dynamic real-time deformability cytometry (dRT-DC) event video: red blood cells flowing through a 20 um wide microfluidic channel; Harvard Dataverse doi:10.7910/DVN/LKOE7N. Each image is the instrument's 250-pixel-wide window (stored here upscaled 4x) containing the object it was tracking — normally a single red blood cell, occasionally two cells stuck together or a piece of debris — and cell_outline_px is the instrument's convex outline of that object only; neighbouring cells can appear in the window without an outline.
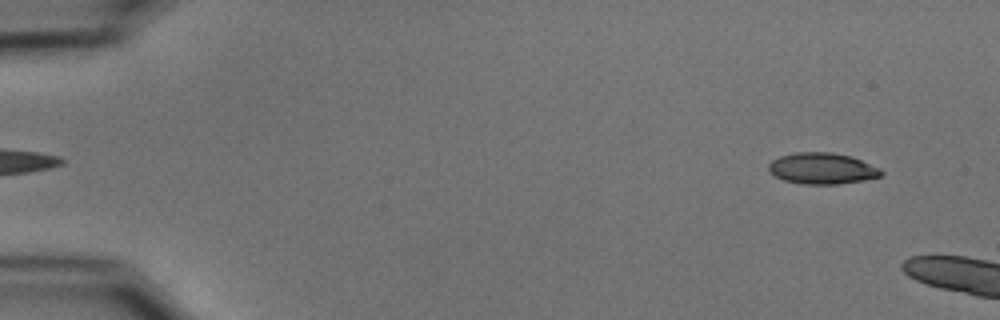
{"species": "common noctule bat (a hibernating species)", "species_latin": "Nyctalus noctula", "temperature_condition": "cold", "stored_images_in_passage": 9, "camera_frame_rate_fps": 3000, "um_per_image_px": 0.085, "animal": {"sex": "male", "body_mass_g": 15.6}, "frame": {"image": 1, "passage_image": 4, "time_ms": 1.0, "image_size_px": [1000, 320], "cell_outline_px": [[884, 172], [880, 176], [864, 180], [836, 184], [804, 184], [784, 180], [768, 172], [768, 164], [772, 160], [780, 156], [796, 152], [832, 152], [852, 156], [880, 168]], "centroid_in_image_um": [69.87, 14.31], "position_along_channel_um": 15.1, "area_um2": 20.52}}